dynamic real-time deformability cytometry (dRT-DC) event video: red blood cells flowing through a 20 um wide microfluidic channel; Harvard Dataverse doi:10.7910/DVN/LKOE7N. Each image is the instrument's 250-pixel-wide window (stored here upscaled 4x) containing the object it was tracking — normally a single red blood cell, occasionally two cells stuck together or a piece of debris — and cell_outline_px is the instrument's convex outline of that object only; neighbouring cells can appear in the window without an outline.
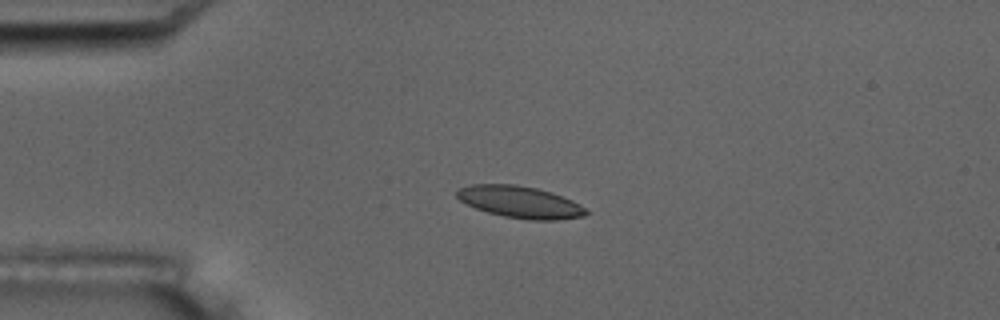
{"species": "common noctule bat (a hibernating species)", "species_latin": "Nyctalus noctula", "temperature_condition": "room temperature", "stored_images_in_passage": 3, "camera_frame_rate_fps": 3000, "um_per_image_px": 0.085, "animal": {"sex": "male", "body_mass_g": 17.5, "forearm_length_mm": 52.3}, "frame": {"image": 1, "passage_image": 3, "time_ms": 2.333, "image_size_px": [1000, 320], "cell_outline_px": [[588, 212], [584, 216], [556, 220], [528, 220], [504, 216], [488, 212], [476, 208], [460, 200], [456, 196], [456, 192], [460, 188], [472, 184], [516, 184], [536, 188], [552, 192], [572, 200], [580, 204]], "centroid_in_image_um": [44.21, 17.17], "position_along_channel_um": 40.8, "area_um2": 23.87}}